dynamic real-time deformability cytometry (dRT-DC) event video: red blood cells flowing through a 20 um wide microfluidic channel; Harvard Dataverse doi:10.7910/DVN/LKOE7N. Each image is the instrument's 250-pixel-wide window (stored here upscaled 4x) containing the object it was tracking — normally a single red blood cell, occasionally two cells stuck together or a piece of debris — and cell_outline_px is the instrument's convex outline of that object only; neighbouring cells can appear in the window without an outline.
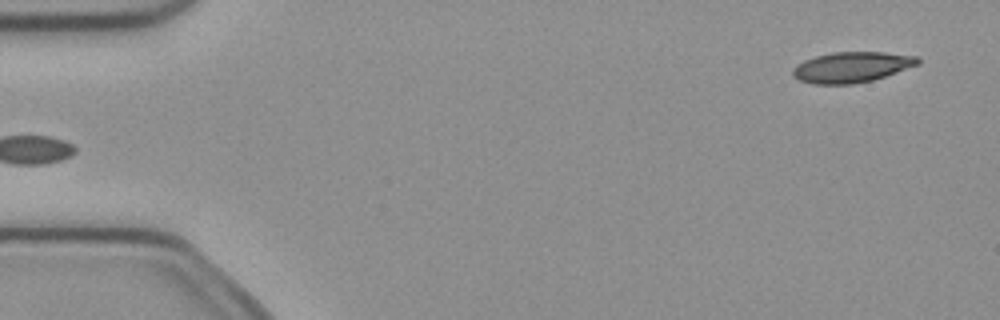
{"species": "common noctule bat (a hibernating species)", "species_latin": "Nyctalus noctula", "temperature_condition": "cold", "stored_images_in_passage": 4, "camera_frame_rate_fps": 3000, "um_per_image_px": 0.085, "animal": {"sex": "female", "body_mass_g": 21.9}, "frame": {"image": 1, "passage_image": 4, "time_ms": 1.0, "image_size_px": [1000, 320], "cell_outline_px": [[920, 64], [872, 80], [852, 84], [812, 84], [800, 80], [792, 76], [792, 68], [804, 60], [816, 56], [832, 52], [884, 52], [920, 56]], "centroid_in_image_um": [72.4, 5.7], "position_along_channel_um": 12.6, "area_um2": 22.31}}